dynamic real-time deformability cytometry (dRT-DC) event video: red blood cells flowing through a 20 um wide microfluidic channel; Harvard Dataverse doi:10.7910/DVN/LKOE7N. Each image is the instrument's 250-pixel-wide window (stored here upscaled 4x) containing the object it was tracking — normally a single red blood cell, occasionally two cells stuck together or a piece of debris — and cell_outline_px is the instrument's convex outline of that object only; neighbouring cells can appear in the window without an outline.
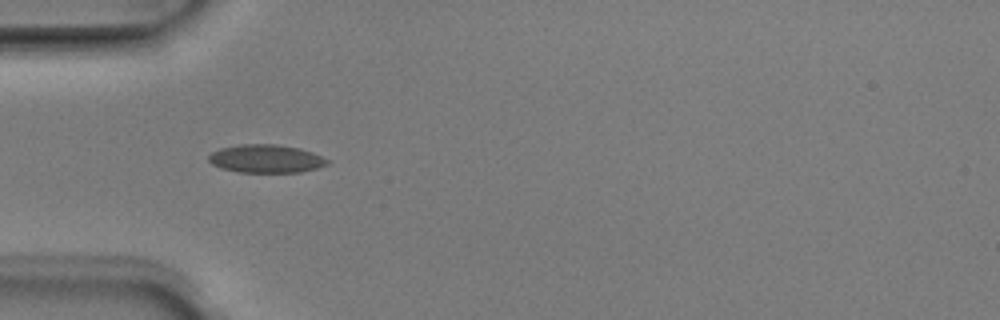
{"species": "Egyptian fruit bat (a non-hibernating species)", "species_latin": "Rousettus aegyptiacus", "temperature_condition": "room temperature", "stored_images_in_passage": 5, "camera_frame_rate_fps": 3000, "um_per_image_px": 0.085, "animal": {"sex": "male"}, "frame": {"image": 1, "passage_image": 4, "time_ms": 1.0, "image_size_px": [1000, 320], "cell_outline_px": [[328, 164], [316, 168], [300, 172], [240, 172], [220, 168], [212, 164], [208, 160], [208, 156], [212, 152], [220, 148], [240, 144], [276, 144], [300, 148], [312, 152], [328, 160]], "centroid_in_image_um": [22.58, 13.48], "position_along_channel_um": 62.4, "area_um2": 19.42}}
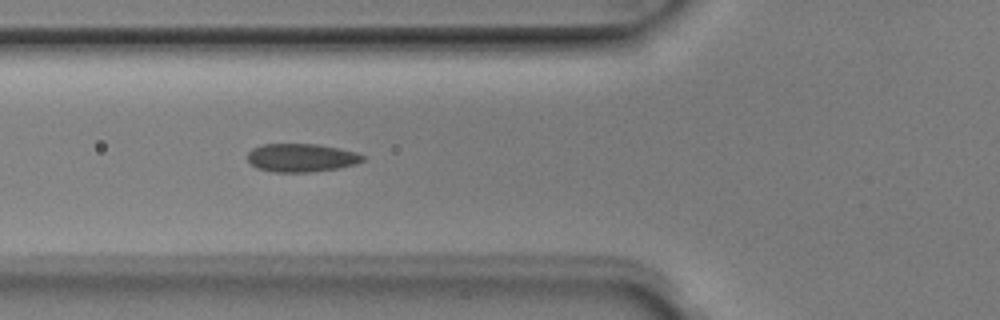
{"frame": {"image": 2, "passage_image": 5, "time_ms": 1.333, "image_size_px": [1000, 320], "cell_outline_px": [[364, 160], [356, 164], [336, 168], [308, 172], [272, 172], [256, 168], [248, 160], [248, 152], [252, 148], [260, 144], [316, 144], [340, 148], [356, 152], [364, 156]], "centroid_in_image_um": [25.59, 13.4], "position_along_channel_um": 100.2, "area_um2": 19.02}}